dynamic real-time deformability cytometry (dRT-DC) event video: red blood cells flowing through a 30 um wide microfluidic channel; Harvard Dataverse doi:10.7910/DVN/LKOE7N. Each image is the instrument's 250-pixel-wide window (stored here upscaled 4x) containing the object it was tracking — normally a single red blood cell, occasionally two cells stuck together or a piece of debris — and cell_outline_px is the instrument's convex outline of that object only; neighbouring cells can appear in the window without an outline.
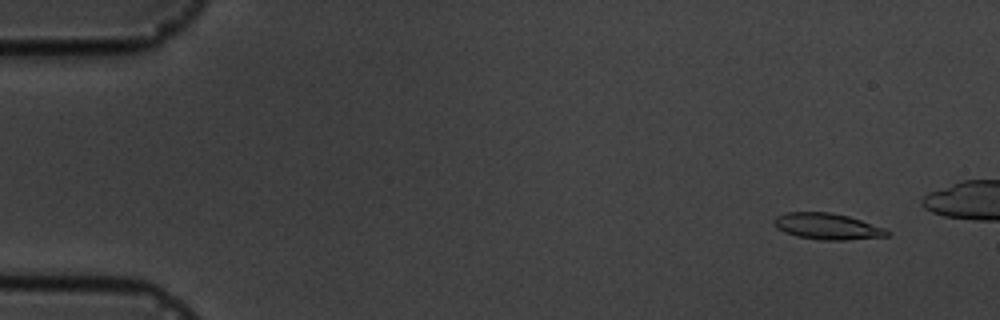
{"species": "common noctule bat (a hibernating species)", "species_latin": "Nyctalus noctula", "temperature_condition": "cold", "stored_images_in_passage": 15, "camera_frame_rate_fps": 3000, "um_per_image_px": 0.085, "animal": {"sex": "male", "body_mass_g": 19.5, "forearm_length_mm": 54.6}, "frame": {"image": 1, "passage_image": 2, "time_ms": 1.333, "image_size_px": [1000, 320], "cell_outline_px": [[892, 232], [888, 236], [844, 240], [820, 240], [796, 236], [784, 232], [776, 228], [772, 224], [772, 220], [776, 216], [784, 212], [832, 212], [848, 216], [884, 228]], "centroid_in_image_um": [70.27, 19.24], "position_along_channel_um": 14.7, "area_um2": 17.46}}
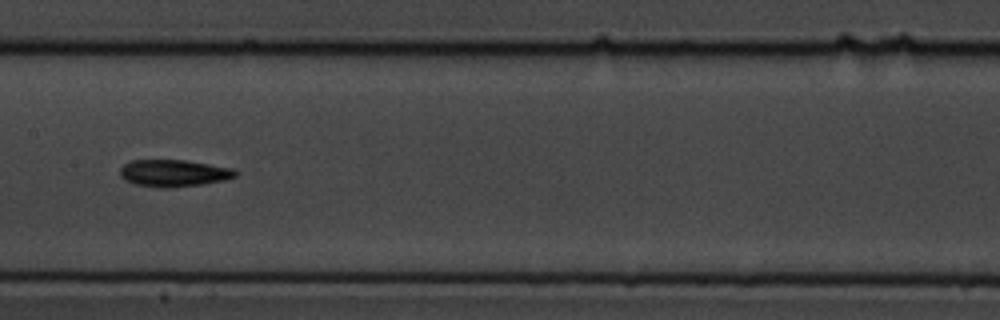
{"frame": {"image": 2, "passage_image": 9, "time_ms": 9.333, "image_size_px": [1000, 320], "cell_outline_px": [[240, 172], [236, 176], [224, 180], [204, 184], [168, 188], [160, 188], [136, 184], [124, 180], [120, 176], [120, 168], [124, 164], [132, 160], [184, 160], [232, 168]], "centroid_in_image_um": [14.77, 14.72], "position_along_channel_um": 192.6, "area_um2": 18.21}}
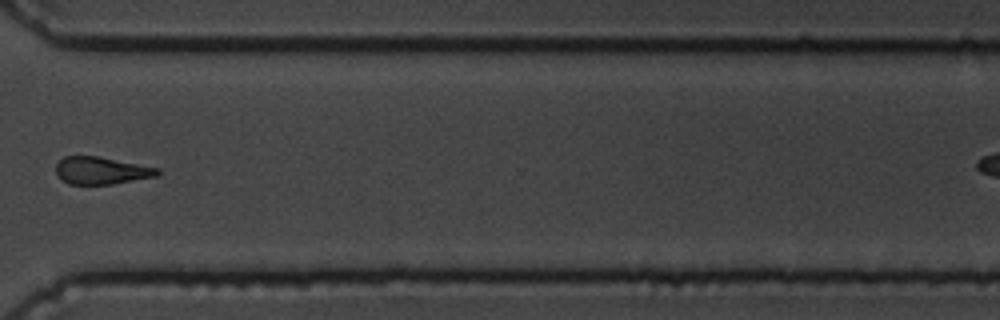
{"frame": {"image": 3, "passage_image": 13, "time_ms": 14.0, "image_size_px": [1000, 320], "cell_outline_px": [[160, 172], [156, 176], [112, 184], [68, 184], [60, 180], [56, 176], [56, 164], [64, 156], [96, 156], [160, 168]], "centroid_in_image_um": [8.57, 14.5], "position_along_channel_um": 362.0, "area_um2": 16.18}}